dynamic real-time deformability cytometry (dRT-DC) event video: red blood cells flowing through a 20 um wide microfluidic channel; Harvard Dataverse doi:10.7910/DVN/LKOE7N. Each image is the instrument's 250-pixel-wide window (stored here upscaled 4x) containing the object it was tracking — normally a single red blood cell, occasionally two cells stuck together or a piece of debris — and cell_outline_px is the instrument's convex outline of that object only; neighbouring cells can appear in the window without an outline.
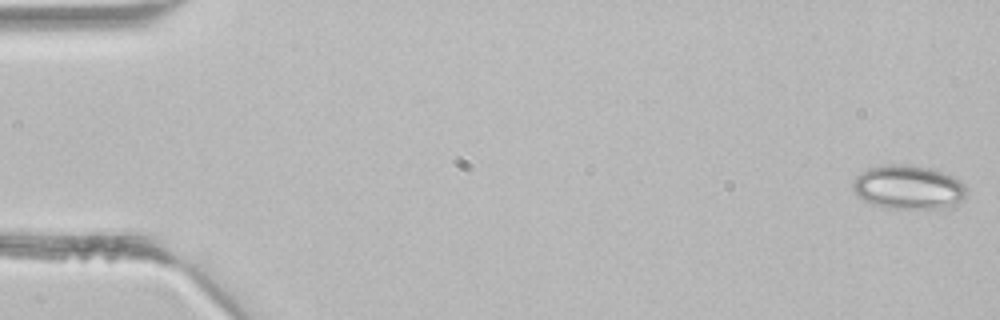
{"species": "common noctule bat (a hibernating species)", "species_latin": "Nyctalus noctula", "temperature_condition": "room temperature", "stored_images_in_passage": 43, "camera_frame_rate_fps": 3000, "um_per_image_px": 0.085, "animal": {"sex": "male", "body_mass_g": 21.5, "forearm_length_mm": 52.0}, "frame": {"image": 1, "passage_image": 1, "time_ms": 0.0, "image_size_px": [1000, 320], "cell_outline_px": [[968, 192], [964, 200], [956, 208], [884, 208], [872, 204], [856, 196], [852, 188], [852, 184], [856, 176], [860, 172], [868, 168], [880, 164], [908, 164], [936, 168], [960, 180], [968, 188]], "centroid_in_image_um": [77.26, 15.91], "position_along_channel_um": 7.7, "area_um2": 30.17}}
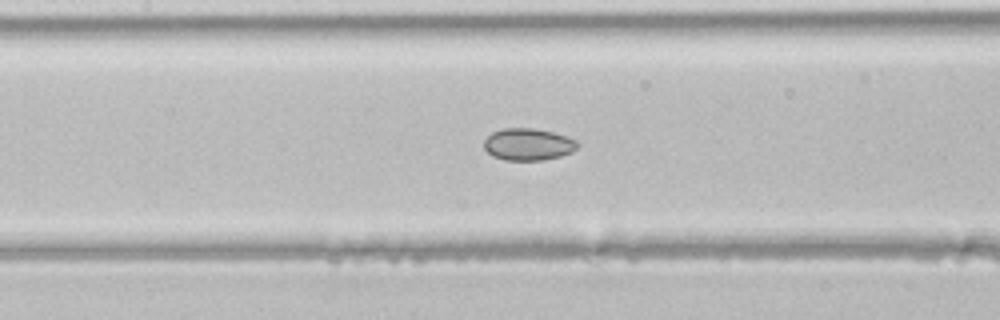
{"frame": {"image": 2, "passage_image": 20, "time_ms": 6.333, "image_size_px": [1000, 320], "cell_outline_px": [[580, 144], [572, 152], [560, 156], [540, 160], [504, 160], [492, 156], [484, 148], [484, 140], [492, 132], [504, 128], [536, 128], [568, 136], [576, 140]], "centroid_in_image_um": [44.9, 12.26], "position_along_channel_um": 162.5, "area_um2": 17.51}}
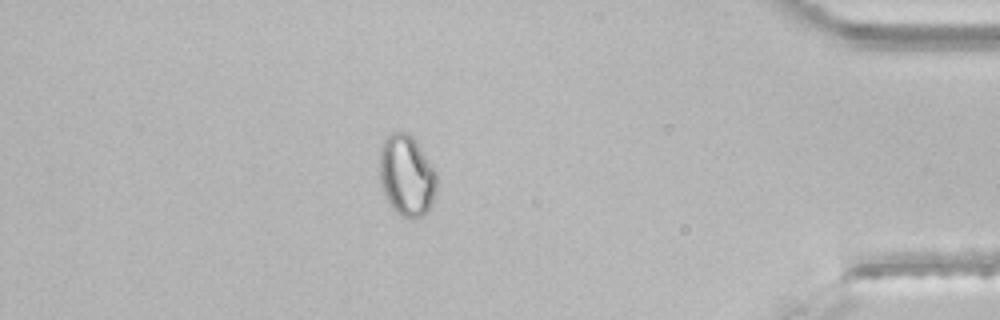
{"frame": {"image": 3, "passage_image": 38, "time_ms": 12.333, "image_size_px": [1000, 320], "cell_outline_px": [[436, 188], [432, 204], [420, 216], [400, 216], [392, 208], [380, 188], [380, 148], [388, 132], [404, 132], [412, 136], [436, 172]], "centroid_in_image_um": [34.53, 14.9], "position_along_channel_um": 400.7, "area_um2": 26.7}}